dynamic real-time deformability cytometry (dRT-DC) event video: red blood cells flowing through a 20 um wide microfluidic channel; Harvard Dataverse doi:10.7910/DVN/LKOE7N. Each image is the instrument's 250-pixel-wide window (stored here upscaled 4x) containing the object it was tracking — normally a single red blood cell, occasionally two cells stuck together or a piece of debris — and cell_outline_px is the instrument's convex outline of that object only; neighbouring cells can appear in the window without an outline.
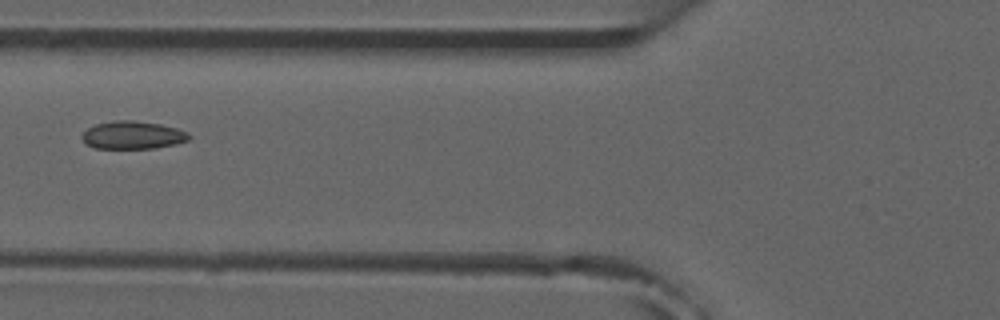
{"species": "common noctule bat (a hibernating species)", "species_latin": "Nyctalus noctula", "temperature_condition": "room temperature", "stored_images_in_passage": 3, "camera_frame_rate_fps": 3000, "um_per_image_px": 0.085, "animal": {"sex": "male", "forearm_length_mm": 52.5}, "frame": {"image": 1, "passage_image": 2, "time_ms": 1.333, "image_size_px": [1000, 320], "cell_outline_px": [[192, 136], [188, 140], [176, 144], [152, 148], [96, 148], [84, 144], [80, 136], [88, 128], [96, 124], [116, 120], [132, 120], [160, 124], [176, 128], [188, 132]], "centroid_in_image_um": [11.27, 11.48], "position_along_channel_um": 114.5, "area_um2": 17.4}}
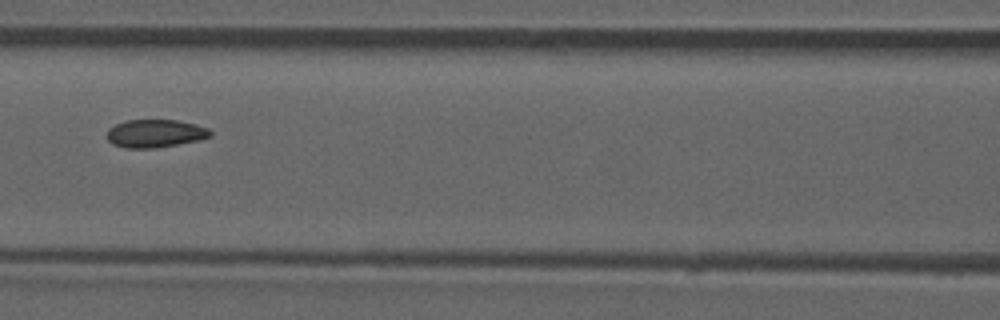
{"frame": {"image": 2, "passage_image": 3, "time_ms": 2.333, "image_size_px": [1000, 320], "cell_outline_px": [[212, 136], [200, 140], [156, 148], [124, 148], [112, 144], [108, 140], [108, 128], [124, 120], [176, 120], [196, 124], [208, 128], [212, 132]], "centroid_in_image_um": [13.2, 11.34], "position_along_channel_um": 153.4, "area_um2": 16.99}}